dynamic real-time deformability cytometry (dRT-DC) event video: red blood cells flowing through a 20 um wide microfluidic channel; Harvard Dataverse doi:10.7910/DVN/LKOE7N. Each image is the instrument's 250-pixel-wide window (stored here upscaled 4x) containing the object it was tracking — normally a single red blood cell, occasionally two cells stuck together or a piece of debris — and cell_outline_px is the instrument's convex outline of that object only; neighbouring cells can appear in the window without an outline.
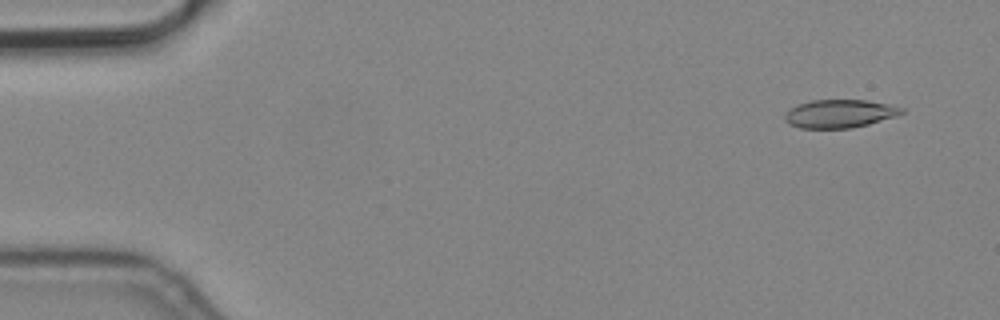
{"species": "common noctule bat (a hibernating species)", "species_latin": "Nyctalus noctula", "temperature_condition": "cold", "stored_images_in_passage": 7, "camera_frame_rate_fps": 3000, "um_per_image_px": 0.085, "animal": {"sex": "male", "body_mass_g": 19.2, "forearm_length_mm": 51.8}, "frame": {"image": 1, "passage_image": 1, "time_ms": 0.0, "image_size_px": [1000, 320], "cell_outline_px": [[904, 112], [896, 116], [868, 124], [852, 128], [800, 128], [788, 124], [784, 120], [784, 116], [788, 108], [812, 100], [868, 100], [888, 104], [904, 108]], "centroid_in_image_um": [71.34, 9.66], "position_along_channel_um": 13.7, "area_um2": 19.25}}